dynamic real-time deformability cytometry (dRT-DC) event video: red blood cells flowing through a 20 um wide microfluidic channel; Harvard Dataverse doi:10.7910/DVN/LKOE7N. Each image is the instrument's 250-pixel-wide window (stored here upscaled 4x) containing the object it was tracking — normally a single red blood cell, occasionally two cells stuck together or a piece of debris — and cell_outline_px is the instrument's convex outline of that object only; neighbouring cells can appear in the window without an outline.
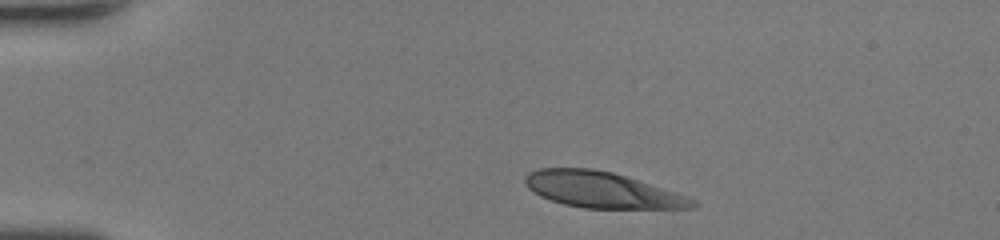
{"species": "human", "species_latin": "Homo sapiens", "temperature_condition": "room temperature", "stored_images_in_passage": 39, "camera_frame_rate_fps": 3000, "um_per_image_px": 0.085, "donor": {"sex": "female"}, "frame": {"image": 1, "passage_image": 1, "time_ms": 0.0, "image_size_px": [1000, 240], "cell_outline_px": [[700, 204], [696, 208], [584, 208], [564, 204], [540, 196], [528, 188], [524, 180], [524, 176], [528, 172], [536, 168], [592, 168], [612, 172], [676, 192], [688, 196], [696, 200]], "centroid_in_image_um": [51.17, 16.14], "position_along_channel_um": 33.8, "area_um2": 35.03}}
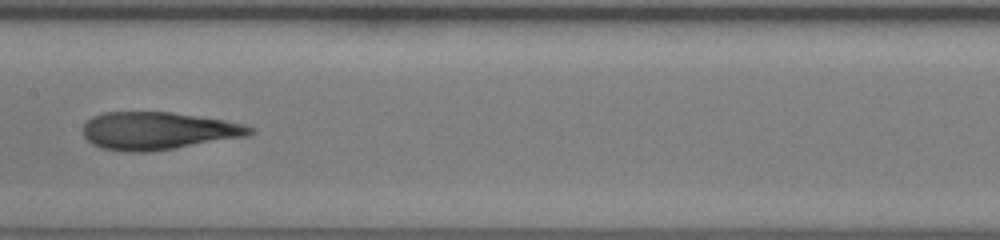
{"frame": {"image": 2, "passage_image": 16, "time_ms": 5.0, "image_size_px": [1000, 240], "cell_outline_px": [[256, 132], [248, 136], [148, 152], [124, 152], [100, 148], [92, 144], [84, 136], [84, 124], [92, 116], [104, 112], [172, 112], [224, 120], [244, 124], [256, 128]], "centroid_in_image_um": [13.44, 11.12], "position_along_channel_um": 194.0, "area_um2": 36.7}}
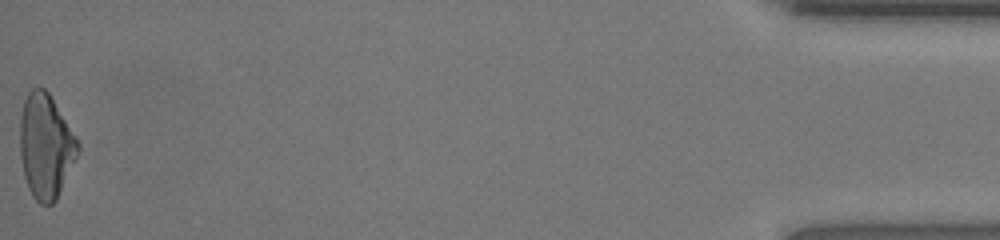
{"frame": {"image": 3, "passage_image": 39, "time_ms": 12.667, "image_size_px": [1000, 240], "cell_outline_px": [[80, 152], [56, 200], [52, 204], [40, 204], [32, 196], [28, 188], [24, 176], [20, 156], [20, 116], [24, 100], [28, 92], [32, 88], [44, 88], [48, 92], [76, 136], [80, 144]], "centroid_in_image_um": [3.89, 12.44], "position_along_channel_um": 431.3, "area_um2": 35.37}, "authors_computed_cell_mechanics": {"area_um2": 36.414, "velocity_mm_per_s": 4.3734, "shape_relaxation_time_tau1_ms": null, "shape_relaxation_time_tau2_ms": 1.4853, "deformation_change_tau1": null, "deformation_change_tau2": 0.0814}}